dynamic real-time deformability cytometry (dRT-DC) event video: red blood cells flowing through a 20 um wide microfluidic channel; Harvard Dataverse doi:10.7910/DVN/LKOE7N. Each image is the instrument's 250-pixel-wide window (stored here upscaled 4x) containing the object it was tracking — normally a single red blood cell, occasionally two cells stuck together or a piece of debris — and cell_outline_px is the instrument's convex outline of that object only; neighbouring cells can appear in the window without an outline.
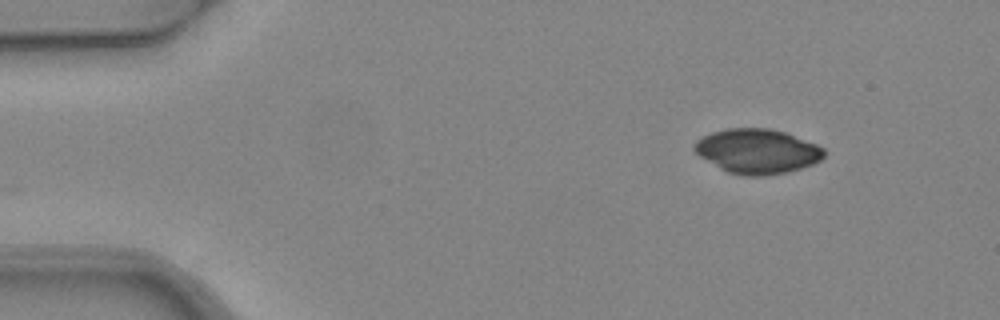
{"species": "common noctule bat (a hibernating species)", "species_latin": "Nyctalus noctula", "temperature_condition": "warm", "stored_images_in_passage": 2, "camera_frame_rate_fps": 3000, "um_per_image_px": 0.085, "animal": {"sex": "female", "body_mass_g": 24.6, "forearm_length_mm": 56.2}, "frame": {"image": 1, "passage_image": 2, "time_ms": 0.333, "image_size_px": [1000, 320], "cell_outline_px": [[824, 156], [820, 160], [812, 164], [788, 172], [764, 176], [744, 176], [728, 172], [720, 168], [700, 156], [692, 148], [692, 144], [696, 140], [712, 132], [728, 128], [768, 128], [784, 132], [816, 144], [824, 148]], "centroid_in_image_um": [64.35, 12.86], "position_along_channel_um": 20.7, "area_um2": 33.58}}